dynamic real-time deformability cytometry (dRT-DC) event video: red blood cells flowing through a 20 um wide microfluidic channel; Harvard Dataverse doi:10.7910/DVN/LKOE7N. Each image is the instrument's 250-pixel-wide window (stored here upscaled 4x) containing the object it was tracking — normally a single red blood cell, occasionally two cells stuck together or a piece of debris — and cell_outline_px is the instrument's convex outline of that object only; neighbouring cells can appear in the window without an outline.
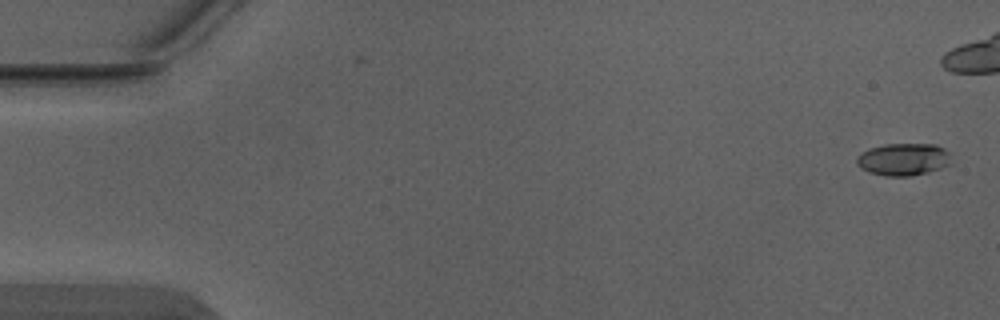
{"species": "Egyptian fruit bat (a non-hibernating species)", "species_latin": "Rousettus aegyptiacus", "temperature_condition": "warm", "stored_images_in_passage": 3, "camera_frame_rate_fps": 3000, "um_per_image_px": 0.085, "animal": {"sex": "male"}, "frame": {"image": 1, "passage_image": 1, "time_ms": 0.0, "image_size_px": [1000, 320], "cell_outline_px": [[948, 164], [940, 168], [928, 172], [908, 176], [888, 176], [868, 172], [856, 164], [856, 156], [868, 148], [884, 144], [936, 144], [944, 148], [948, 152]], "centroid_in_image_um": [76.73, 13.53], "position_along_channel_um": 8.3, "area_um2": 17.69}}